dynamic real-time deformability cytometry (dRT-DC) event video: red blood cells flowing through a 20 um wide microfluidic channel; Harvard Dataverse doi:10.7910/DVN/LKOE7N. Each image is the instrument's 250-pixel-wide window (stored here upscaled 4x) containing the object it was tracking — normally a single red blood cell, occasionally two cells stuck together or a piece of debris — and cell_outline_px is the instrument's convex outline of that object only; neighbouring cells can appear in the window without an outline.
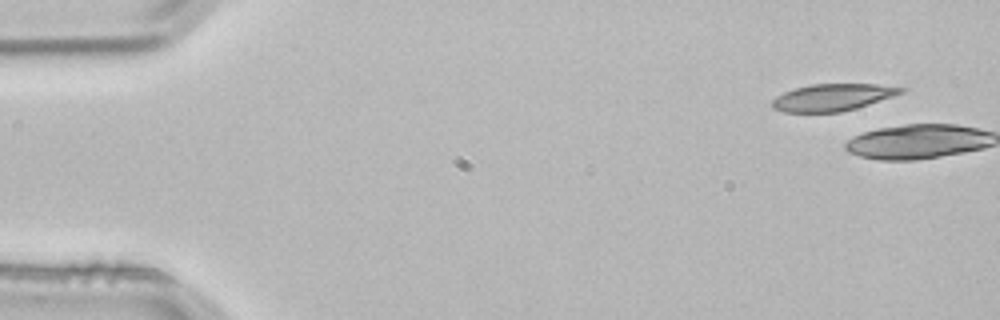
{"species": "common noctule bat (a hibernating species)", "species_latin": "Nyctalus noctula", "temperature_condition": "room temperature", "stored_images_in_passage": 4, "camera_frame_rate_fps": 3000, "um_per_image_px": 0.085, "animal": {"sex": "male", "body_mass_g": 21.5, "forearm_length_mm": 52.0}, "frame": {"image": 1, "passage_image": 1, "time_ms": 0.0, "image_size_px": [1000, 320], "cell_outline_px": [[908, 88], [904, 92], [856, 108], [840, 112], [784, 112], [772, 108], [772, 100], [776, 96], [784, 92], [796, 88], [812, 84], [876, 84]], "centroid_in_image_um": [70.76, 8.27], "position_along_channel_um": 14.2, "area_um2": 20.11}}